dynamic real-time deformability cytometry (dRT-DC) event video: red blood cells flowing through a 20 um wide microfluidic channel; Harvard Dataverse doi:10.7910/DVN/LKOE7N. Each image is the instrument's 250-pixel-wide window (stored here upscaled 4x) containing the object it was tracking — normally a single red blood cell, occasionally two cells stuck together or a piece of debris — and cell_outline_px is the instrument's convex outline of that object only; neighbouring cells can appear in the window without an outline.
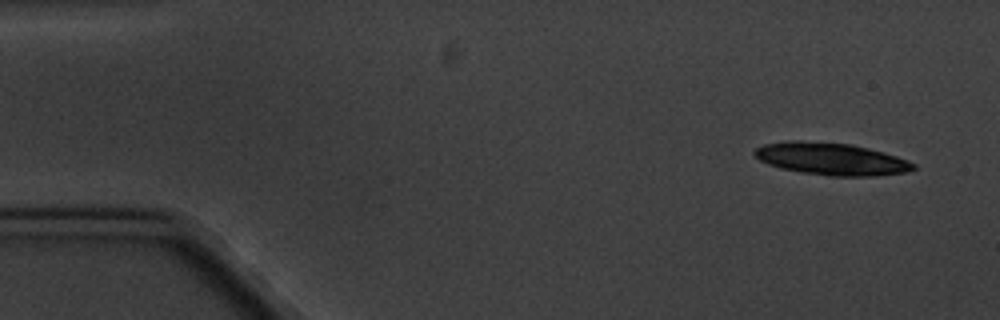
{"species": "common noctule bat (a hibernating species)", "species_latin": "Nyctalus noctula", "temperature_condition": "cold", "stored_images_in_passage": 7, "camera_frame_rate_fps": 3000, "um_per_image_px": 0.085, "animal": {"sex": "male", "body_mass_g": 20.1, "forearm_length_mm": 53.5}, "frame": {"image": 1, "passage_image": 1, "time_ms": 0.0, "image_size_px": [1000, 320], "cell_outline_px": [[916, 168], [904, 172], [872, 176], [828, 176], [800, 172], [780, 168], [768, 164], [760, 160], [752, 152], [756, 148], [764, 144], [784, 140], [800, 140], [852, 144], [884, 152], [908, 160], [916, 164]], "centroid_in_image_um": [70.62, 13.5], "position_along_channel_um": 14.4, "area_um2": 30.0}}